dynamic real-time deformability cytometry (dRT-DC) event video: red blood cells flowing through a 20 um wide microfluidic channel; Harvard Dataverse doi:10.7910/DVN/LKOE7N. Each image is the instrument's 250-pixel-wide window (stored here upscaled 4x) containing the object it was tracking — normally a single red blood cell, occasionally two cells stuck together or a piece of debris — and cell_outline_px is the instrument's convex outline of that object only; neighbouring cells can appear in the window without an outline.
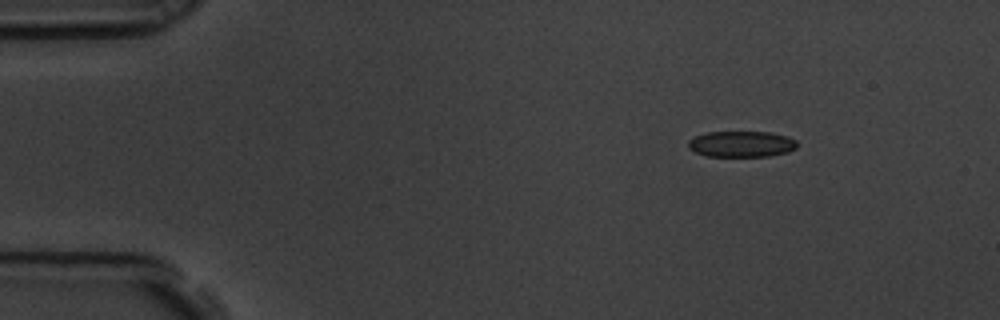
{"species": "common noctule bat (a hibernating species)", "species_latin": "Nyctalus noctula", "temperature_condition": "room temperature", "stored_images_in_passage": 8, "camera_frame_rate_fps": 3000, "um_per_image_px": 0.085, "animal": {"sex": "male", "body_mass_g": 19.5, "forearm_length_mm": 54.6}, "frame": {"image": 1, "passage_image": 1, "time_ms": 0.0, "image_size_px": [1000, 320], "cell_outline_px": [[796, 148], [788, 152], [768, 156], [708, 156], [696, 152], [688, 148], [688, 140], [696, 136], [708, 132], [772, 132], [788, 136], [796, 140]], "centroid_in_image_um": [63.04, 12.24], "position_along_channel_um": 22.0, "area_um2": 16.47}}
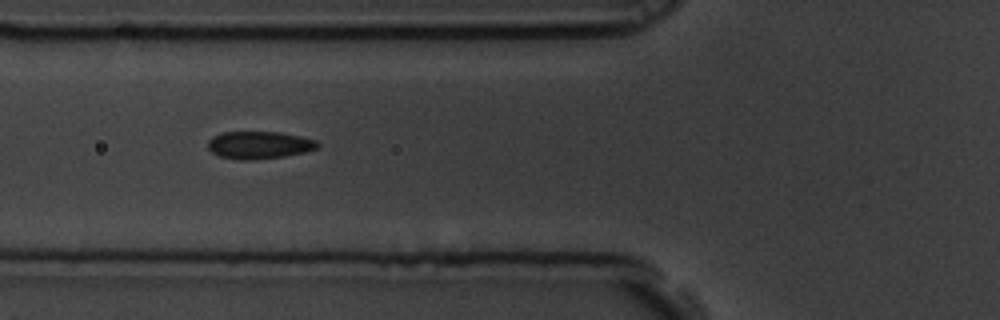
{"frame": {"image": 2, "passage_image": 5, "time_ms": 1.333, "image_size_px": [1000, 320], "cell_outline_px": [[320, 144], [316, 148], [304, 152], [284, 156], [252, 160], [240, 160], [220, 156], [212, 152], [208, 148], [208, 140], [212, 136], [224, 132], [280, 132], [300, 136], [316, 140]], "centroid_in_image_um": [22.01, 12.32], "position_along_channel_um": 103.8, "area_um2": 17.51}}
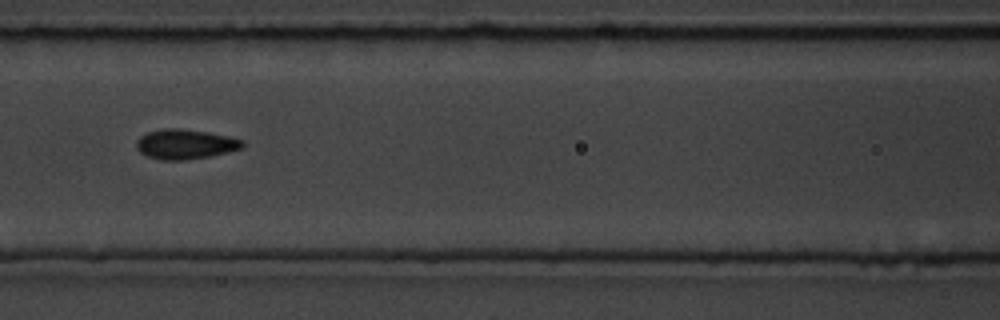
{"frame": {"image": 3, "passage_image": 6, "time_ms": 1.667, "image_size_px": [1000, 320], "cell_outline_px": [[244, 148], [228, 152], [208, 156], [184, 160], [160, 160], [148, 156], [140, 152], [136, 148], [136, 140], [140, 136], [148, 132], [164, 128], [176, 128], [208, 132], [228, 136], [244, 140]], "centroid_in_image_um": [15.75, 12.25], "position_along_channel_um": 150.9, "area_um2": 18.44}}